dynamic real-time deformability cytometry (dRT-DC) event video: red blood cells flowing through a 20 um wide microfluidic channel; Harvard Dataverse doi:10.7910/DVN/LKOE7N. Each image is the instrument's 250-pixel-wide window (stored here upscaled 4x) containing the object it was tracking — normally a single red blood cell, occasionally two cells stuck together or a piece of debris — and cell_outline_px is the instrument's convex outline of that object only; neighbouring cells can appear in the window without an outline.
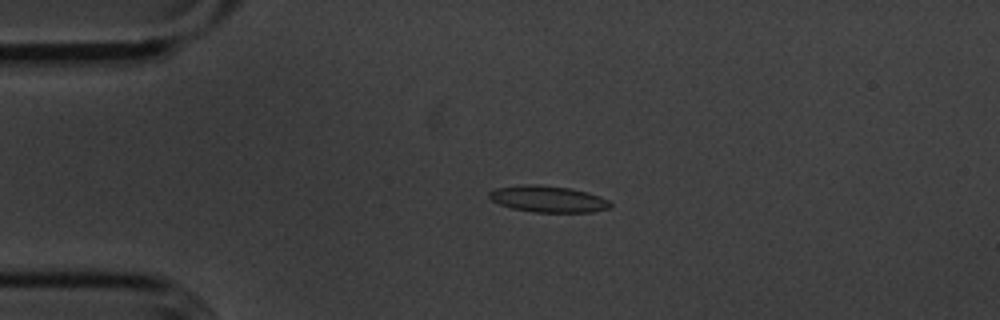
{"species": "common noctule bat (a hibernating species)", "species_latin": "Nyctalus noctula", "temperature_condition": "cold", "stored_images_in_passage": 55, "camera_frame_rate_fps": 3000, "um_per_image_px": 0.085, "animal": {"sex": "male", "body_mass_g": 20.1, "forearm_length_mm": 53.5}, "frame": {"image": 1, "passage_image": 12, "time_ms": 3.667, "image_size_px": [1000, 320], "cell_outline_px": [[612, 208], [592, 212], [536, 212], [512, 208], [500, 204], [492, 200], [488, 196], [488, 192], [496, 188], [524, 184], [536, 184], [572, 188], [588, 192], [600, 196], [608, 200], [612, 204]], "centroid_in_image_um": [46.62, 16.91], "position_along_channel_um": 38.4, "area_um2": 18.79}}
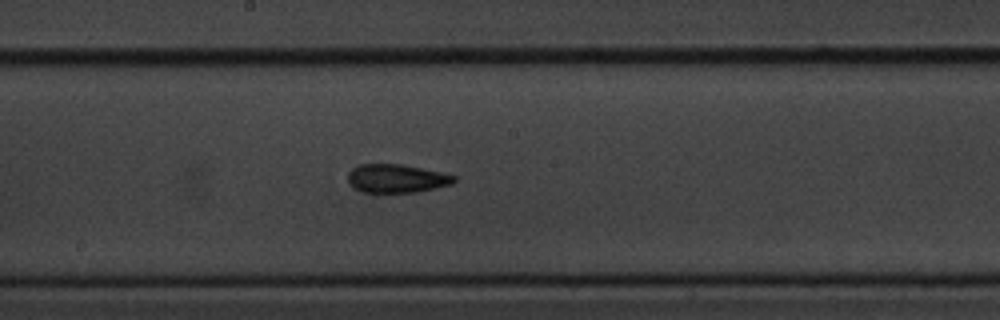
{"frame": {"image": 2, "passage_image": 29, "time_ms": 9.333, "image_size_px": [1000, 320], "cell_outline_px": [[456, 180], [452, 184], [436, 188], [416, 192], [364, 192], [356, 188], [348, 180], [348, 172], [352, 168], [360, 164], [400, 164], [440, 172], [456, 176]], "centroid_in_image_um": [33.72, 15.16], "position_along_channel_um": 214.5, "area_um2": 17.4}}
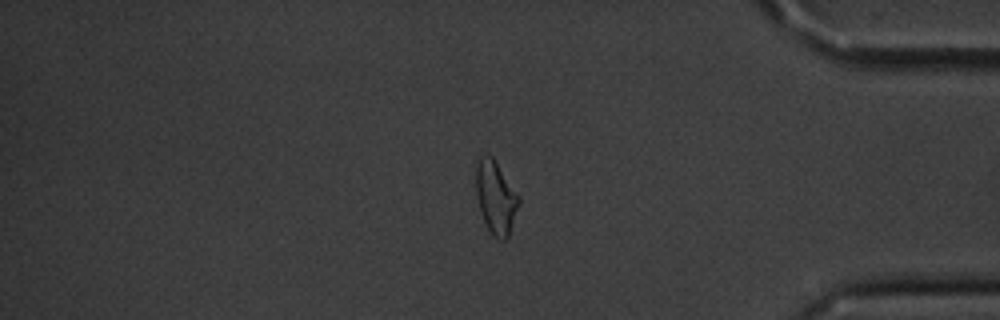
{"frame": {"image": 3, "passage_image": 46, "time_ms": 15.0, "image_size_px": [1000, 320], "cell_outline_px": [[520, 204], [508, 236], [504, 240], [500, 240], [492, 236], [480, 212], [476, 196], [476, 164], [480, 156], [492, 156], [520, 196]], "centroid_in_image_um": [42.14, 16.79], "position_along_channel_um": 393.1, "area_um2": 18.21}, "authors_computed_cell_mechanics": {"area_um2": 17.7446, "velocity_mm_per_s": 3.6066, "shape_relaxation_time_tau1_ms": 5.1684, "shape_relaxation_time_tau2_ms": 3.444, "deformation_change_tau1": 0.1371, "deformation_change_tau2": 0.0993}}